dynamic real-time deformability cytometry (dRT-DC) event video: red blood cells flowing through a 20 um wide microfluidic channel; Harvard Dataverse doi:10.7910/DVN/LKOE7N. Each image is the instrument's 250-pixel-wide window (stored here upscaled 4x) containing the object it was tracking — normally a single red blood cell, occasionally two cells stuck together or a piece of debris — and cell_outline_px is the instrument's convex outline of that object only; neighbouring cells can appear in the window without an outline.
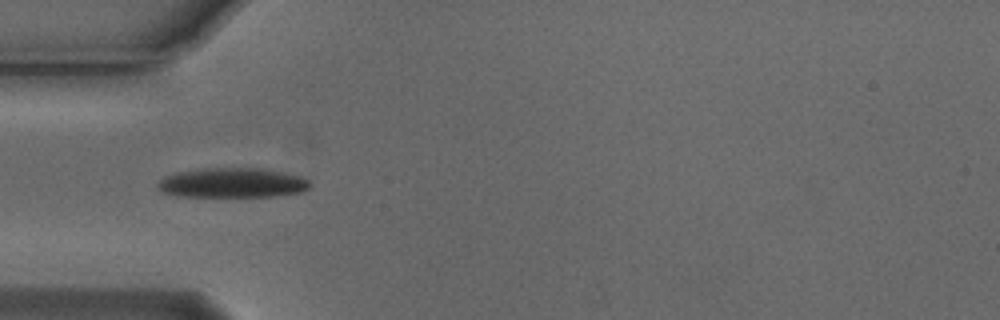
{"species": "Egyptian fruit bat (a non-hibernating species)", "species_latin": "Rousettus aegyptiacus", "temperature_condition": "cold", "stored_images_in_passage": 35, "camera_frame_rate_fps": 3000, "um_per_image_px": 0.085, "animal": {"sex": "male"}, "frame": {"image": 1, "passage_image": 1, "time_ms": 0.0, "image_size_px": [1000, 320], "cell_outline_px": [[312, 184], [308, 188], [300, 192], [272, 196], [176, 196], [164, 192], [156, 184], [160, 180], [168, 176], [180, 172], [204, 168], [260, 168], [300, 176], [308, 180]], "centroid_in_image_um": [19.77, 15.54], "position_along_channel_um": 65.2, "area_um2": 25.89}}
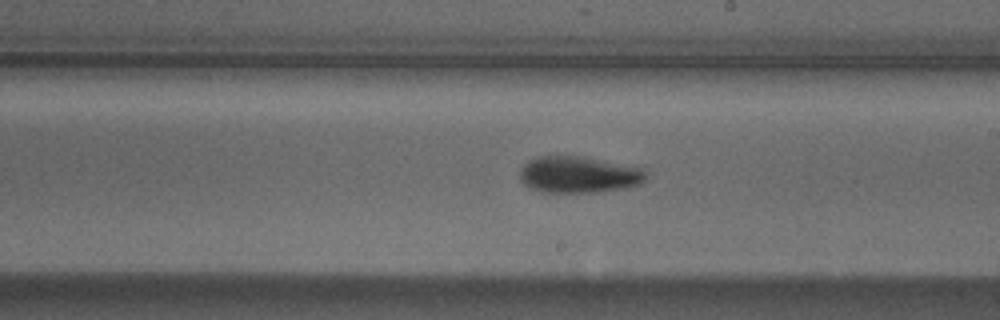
{"frame": {"image": 2, "passage_image": 15, "time_ms": 4.667, "image_size_px": [1000, 320], "cell_outline_px": [[648, 176], [640, 184], [632, 188], [600, 192], [540, 192], [524, 184], [520, 180], [520, 168], [528, 160], [536, 156], [588, 156], [640, 168], [648, 172]], "centroid_in_image_um": [49.22, 14.84], "position_along_channel_um": 239.8, "area_um2": 27.4}}
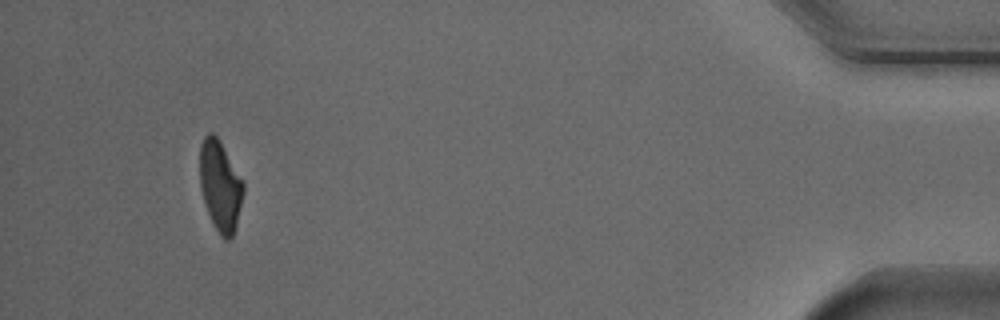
{"frame": {"image": 3, "passage_image": 35, "time_ms": 11.333, "image_size_px": [1000, 320], "cell_outline_px": [[244, 192], [236, 224], [232, 236], [228, 240], [224, 240], [220, 236], [208, 212], [200, 188], [200, 144], [204, 136], [208, 132], [212, 132], [220, 140], [244, 180]], "centroid_in_image_um": [18.73, 15.74], "position_along_channel_um": 416.5, "area_um2": 23.0}, "authors_computed_cell_mechanics": {"area_um2": 25.8944, "velocity_mm_per_s": 3.7642, "shape_relaxation_time_tau1_ms": 2.7472, "shape_relaxation_time_tau2_ms": 7.5017, "deformation_change_tau1": 0.1486, "deformation_change_tau2": 0.1347}}